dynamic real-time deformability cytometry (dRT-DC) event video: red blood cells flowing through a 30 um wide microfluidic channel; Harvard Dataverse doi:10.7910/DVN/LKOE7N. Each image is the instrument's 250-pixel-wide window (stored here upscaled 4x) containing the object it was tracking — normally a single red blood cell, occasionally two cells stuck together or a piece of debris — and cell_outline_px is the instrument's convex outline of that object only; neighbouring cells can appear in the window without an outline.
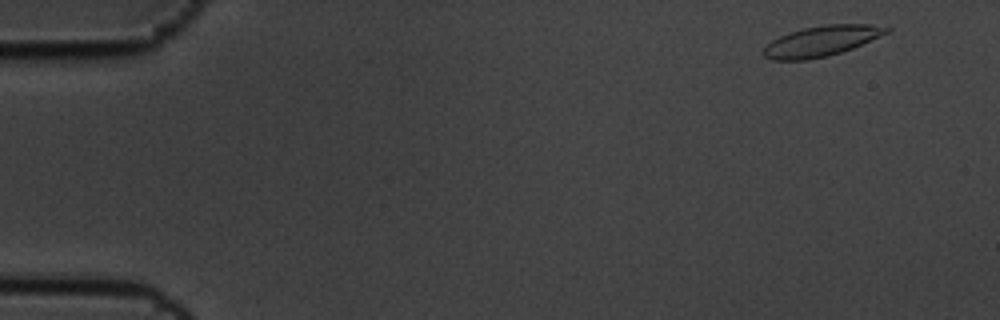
{"species": "common noctule bat (a hibernating species)", "species_latin": "Nyctalus noctula", "temperature_condition": "cold", "stored_images_in_passage": 7, "camera_frame_rate_fps": 3000, "um_per_image_px": 0.085, "animal": {"sex": "male", "body_mass_g": 19.5, "forearm_length_mm": 54.6}, "frame": {"image": 1, "passage_image": 1, "time_ms": 0.0, "image_size_px": [1000, 320], "cell_outline_px": [[892, 28], [888, 32], [880, 36], [852, 48], [828, 56], [808, 60], [772, 60], [764, 56], [764, 48], [772, 40], [788, 32], [804, 28], [824, 24], [872, 24]], "centroid_in_image_um": [69.82, 3.48], "position_along_channel_um": 15.2, "area_um2": 21.68}}
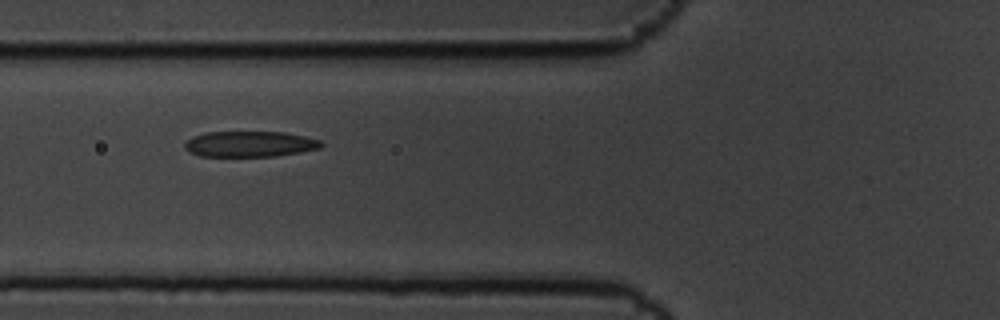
{"frame": {"image": 2, "passage_image": 6, "time_ms": 1.667, "image_size_px": [1000, 320], "cell_outline_px": [[324, 144], [320, 148], [300, 152], [276, 156], [200, 156], [188, 152], [184, 148], [184, 144], [192, 136], [204, 132], [284, 132], [304, 136], [320, 140]], "centroid_in_image_um": [21.21, 12.24], "position_along_channel_um": 104.6, "area_um2": 20.52}}
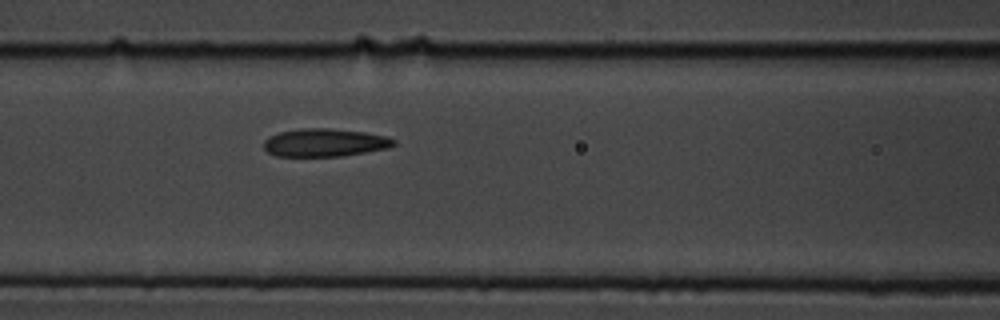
{"frame": {"image": 3, "passage_image": 7, "time_ms": 2.0, "image_size_px": [1000, 320], "cell_outline_px": [[396, 144], [388, 148], [340, 156], [276, 156], [268, 152], [264, 148], [264, 140], [268, 136], [280, 132], [304, 128], [328, 128], [364, 132], [388, 136], [396, 140]], "centroid_in_image_um": [27.61, 12.12], "position_along_channel_um": 139.0, "area_um2": 21.15}}